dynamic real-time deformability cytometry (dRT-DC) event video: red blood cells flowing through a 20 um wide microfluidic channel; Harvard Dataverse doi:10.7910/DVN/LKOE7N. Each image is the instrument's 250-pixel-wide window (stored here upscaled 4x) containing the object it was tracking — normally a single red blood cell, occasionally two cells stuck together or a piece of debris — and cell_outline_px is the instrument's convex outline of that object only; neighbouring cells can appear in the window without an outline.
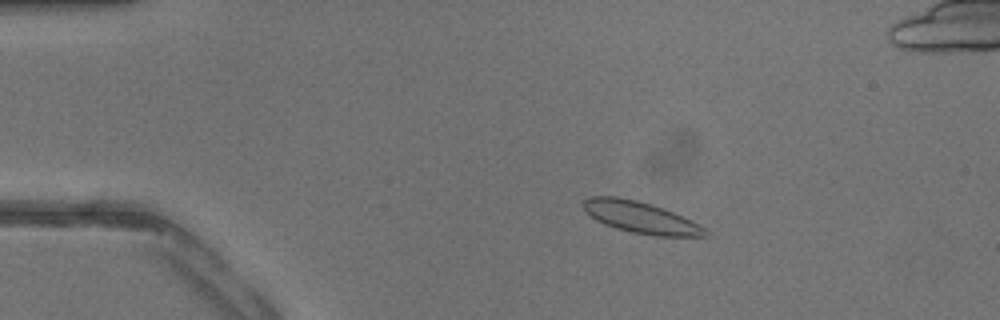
{"species": "common noctule bat (a hibernating species)", "species_latin": "Nyctalus noctula", "temperature_condition": "warm", "stored_images_in_passage": 41, "camera_frame_rate_fps": 3000, "um_per_image_px": 0.085, "animal": {"sex": "male", "body_mass_g": 13.3}, "frame": {"image": 1, "passage_image": 6, "time_ms": 1.667, "image_size_px": [1000, 320], "cell_outline_px": [[712, 236], [656, 236], [632, 232], [616, 228], [604, 224], [596, 220], [584, 208], [584, 200], [588, 196], [616, 196], [636, 200], [664, 208], [708, 228]], "centroid_in_image_um": [54.52, 18.49], "position_along_channel_um": 30.5, "area_um2": 22.37}}
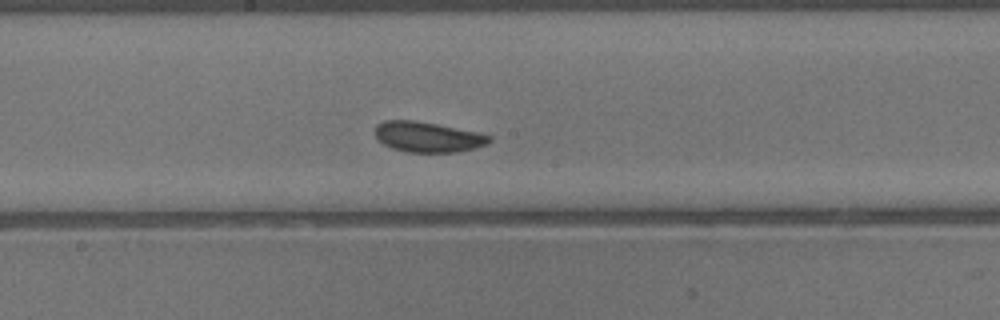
{"frame": {"image": 2, "passage_image": 21, "time_ms": 6.667, "image_size_px": [1000, 320], "cell_outline_px": [[492, 140], [488, 144], [476, 148], [456, 152], [408, 152], [392, 148], [384, 144], [376, 136], [376, 124], [384, 120], [416, 120], [480, 132], [492, 136]], "centroid_in_image_um": [36.41, 11.63], "position_along_channel_um": 211.8, "area_um2": 20.35}}
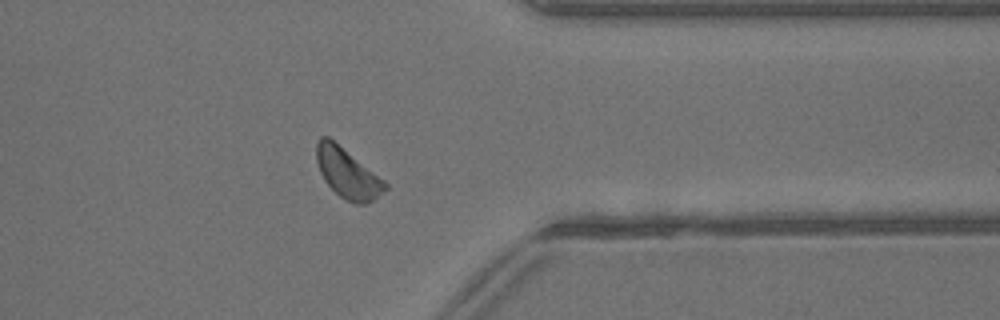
{"frame": {"image": 3, "passage_image": 32, "time_ms": 10.333, "image_size_px": [1000, 320], "cell_outline_px": [[388, 188], [368, 204], [356, 204], [344, 200], [324, 180], [320, 172], [316, 160], [316, 144], [320, 136], [328, 136], [384, 180], [388, 184]], "centroid_in_image_um": [29.53, 14.74], "position_along_channel_um": 381.9, "area_um2": 19.77}}